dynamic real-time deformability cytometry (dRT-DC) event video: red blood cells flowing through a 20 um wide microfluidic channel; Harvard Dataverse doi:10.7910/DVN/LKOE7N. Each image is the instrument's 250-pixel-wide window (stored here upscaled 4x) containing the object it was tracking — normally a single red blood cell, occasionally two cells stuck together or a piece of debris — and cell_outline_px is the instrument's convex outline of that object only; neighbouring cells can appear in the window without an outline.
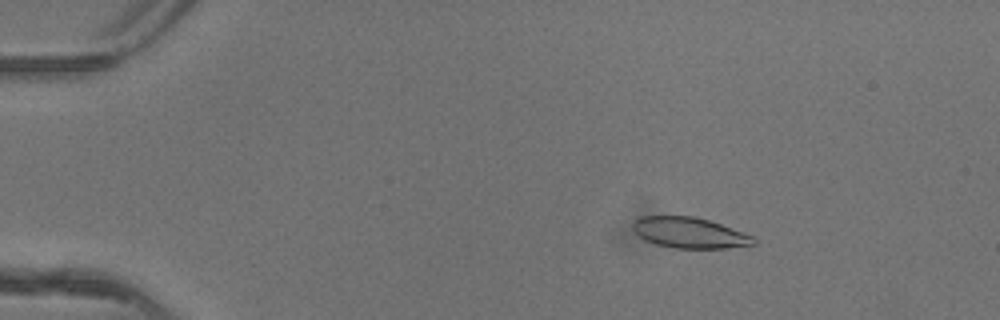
{"species": "common noctule bat (a hibernating species)", "species_latin": "Nyctalus noctula", "temperature_condition": "warm", "stored_images_in_passage": 50, "camera_frame_rate_fps": 3000, "um_per_image_px": 0.085, "animal": {"sex": "female"}, "frame": {"image": 1, "passage_image": 8, "time_ms": 2.333, "image_size_px": [1000, 320], "cell_outline_px": [[756, 244], [728, 248], [676, 248], [656, 244], [644, 240], [632, 228], [632, 224], [640, 216], [692, 216], [708, 220], [720, 224], [752, 236], [756, 240]], "centroid_in_image_um": [58.59, 19.79], "position_along_channel_um": 26.4, "area_um2": 21.39}}
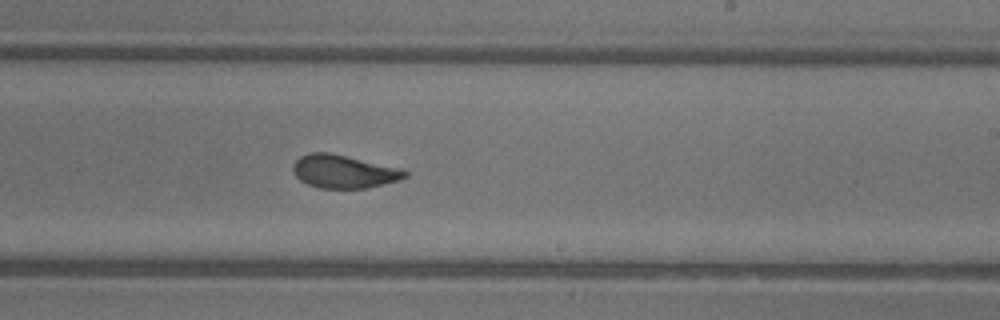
{"frame": {"image": 2, "passage_image": 31, "time_ms": 10.0, "image_size_px": [1000, 320], "cell_outline_px": [[408, 176], [396, 180], [368, 188], [320, 188], [308, 184], [300, 180], [296, 176], [292, 168], [292, 164], [300, 156], [308, 152], [328, 152], [404, 168], [408, 172]], "centroid_in_image_um": [29.22, 14.56], "position_along_channel_um": 259.8, "area_um2": 21.73}}
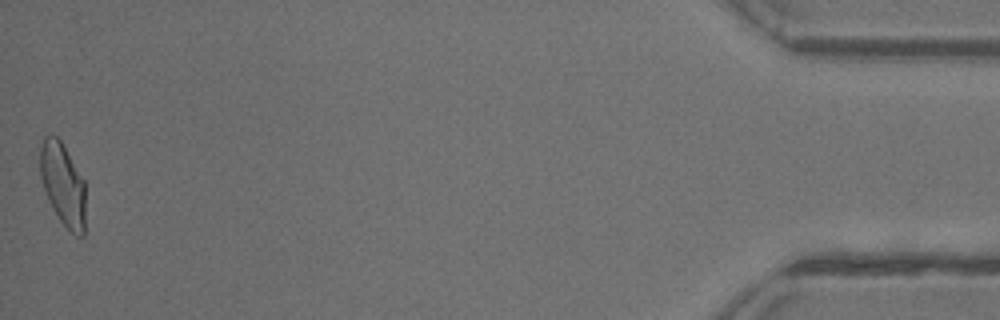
{"frame": {"image": 3, "passage_image": 50, "time_ms": 16.333, "image_size_px": [1000, 320], "cell_outline_px": [[84, 236], [76, 236], [60, 220], [52, 208], [48, 200], [40, 176], [40, 148], [44, 136], [56, 136], [60, 140], [84, 180]], "centroid_in_image_um": [5.33, 15.67], "position_along_channel_um": 429.9, "area_um2": 21.5}, "authors_computed_cell_mechanics": {"area_um2": 21.9351, "velocity_mm_per_s": 4.1459, "shape_relaxation_time_tau1_ms": 5.0917, "shape_relaxation_time_tau2_ms": 1.4053, "deformation_change_tau1": 0.1847, "deformation_change_tau2": 0.0739}}